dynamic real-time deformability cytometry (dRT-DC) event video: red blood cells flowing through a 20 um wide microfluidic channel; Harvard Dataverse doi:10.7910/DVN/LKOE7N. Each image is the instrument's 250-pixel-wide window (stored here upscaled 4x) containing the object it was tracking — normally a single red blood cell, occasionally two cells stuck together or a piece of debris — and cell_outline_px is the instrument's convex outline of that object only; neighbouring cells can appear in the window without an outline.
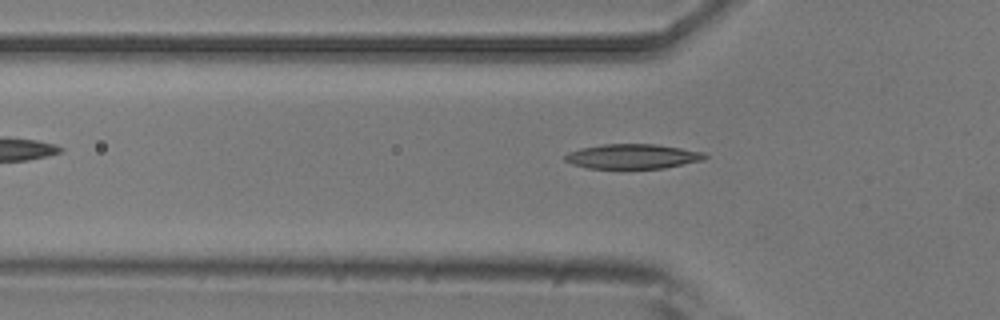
{"species": "common noctule bat (a hibernating species)", "species_latin": "Nyctalus noctula", "temperature_condition": "room temperature", "stored_images_in_passage": 4, "camera_frame_rate_fps": 3000, "um_per_image_px": 0.085, "animal": {"sex": "male", "body_mass_g": 20.5, "forearm_length_mm": 52.5}, "frame": {"image": 1, "passage_image": 4, "time_ms": 1.0, "image_size_px": [1000, 320], "cell_outline_px": [[708, 156], [704, 160], [664, 168], [588, 168], [572, 164], [564, 160], [564, 156], [568, 152], [580, 148], [604, 144], [656, 144], [704, 152]], "centroid_in_image_um": [53.77, 13.29], "position_along_channel_um": 72.0, "area_um2": 20.11}}